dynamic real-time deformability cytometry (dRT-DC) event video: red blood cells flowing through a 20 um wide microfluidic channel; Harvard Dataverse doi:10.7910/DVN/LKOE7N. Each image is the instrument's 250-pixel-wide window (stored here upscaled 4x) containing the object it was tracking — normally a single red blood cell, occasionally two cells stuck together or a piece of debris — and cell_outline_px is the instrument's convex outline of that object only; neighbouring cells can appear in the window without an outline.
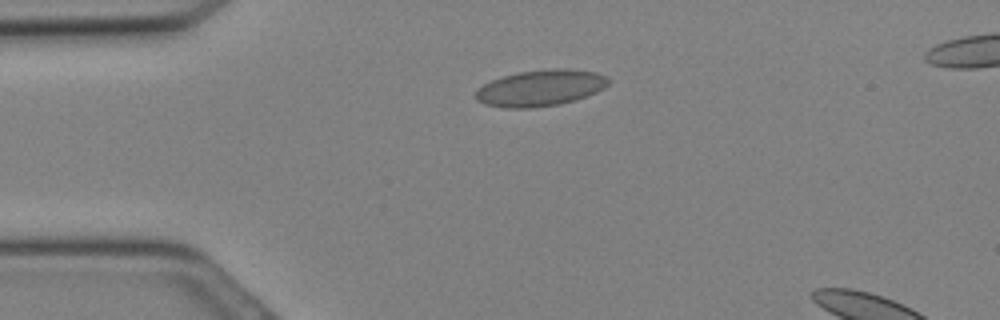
{"species": "Egyptian fruit bat (a non-hibernating species)", "species_latin": "Rousettus aegyptiacus", "temperature_condition": "cold", "stored_images_in_passage": 5, "camera_frame_rate_fps": 3000, "um_per_image_px": 0.085, "animal": {"sex": "female"}, "frame": {"image": 1, "passage_image": 2, "time_ms": 0.333, "image_size_px": [1000, 320], "cell_outline_px": [[612, 80], [604, 88], [596, 92], [576, 100], [560, 104], [532, 108], [504, 108], [484, 104], [476, 100], [472, 96], [484, 84], [492, 80], [504, 76], [520, 72], [552, 68], [564, 68], [596, 72], [608, 76]], "centroid_in_image_um": [45.96, 7.48], "position_along_channel_um": 39.0, "area_um2": 28.26}}